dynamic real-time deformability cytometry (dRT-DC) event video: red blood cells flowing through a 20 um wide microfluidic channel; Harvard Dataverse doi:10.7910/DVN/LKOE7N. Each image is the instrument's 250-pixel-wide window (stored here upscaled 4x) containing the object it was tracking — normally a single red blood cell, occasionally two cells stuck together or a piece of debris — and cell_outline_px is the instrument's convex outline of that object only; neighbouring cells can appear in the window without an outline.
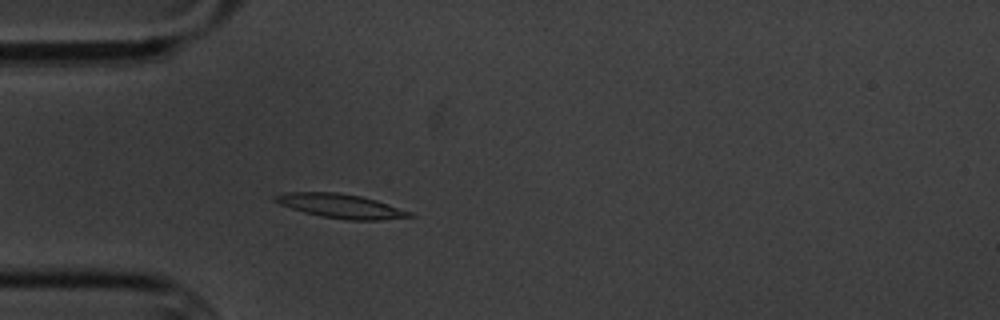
{"species": "common noctule bat (a hibernating species)", "species_latin": "Nyctalus noctula", "temperature_condition": "cold", "stored_images_in_passage": 4, "camera_frame_rate_fps": 3000, "um_per_image_px": 0.085, "animal": {"sex": "male", "body_mass_g": 20.1, "forearm_length_mm": 53.5}, "frame": {"image": 1, "passage_image": 4, "time_ms": 4.333, "image_size_px": [1000, 320], "cell_outline_px": [[416, 216], [380, 220], [348, 220], [320, 216], [304, 212], [280, 204], [272, 200], [272, 196], [284, 192], [336, 192], [360, 196], [376, 200], [412, 212]], "centroid_in_image_um": [28.95, 17.51], "position_along_channel_um": 56.1, "area_um2": 18.9}}